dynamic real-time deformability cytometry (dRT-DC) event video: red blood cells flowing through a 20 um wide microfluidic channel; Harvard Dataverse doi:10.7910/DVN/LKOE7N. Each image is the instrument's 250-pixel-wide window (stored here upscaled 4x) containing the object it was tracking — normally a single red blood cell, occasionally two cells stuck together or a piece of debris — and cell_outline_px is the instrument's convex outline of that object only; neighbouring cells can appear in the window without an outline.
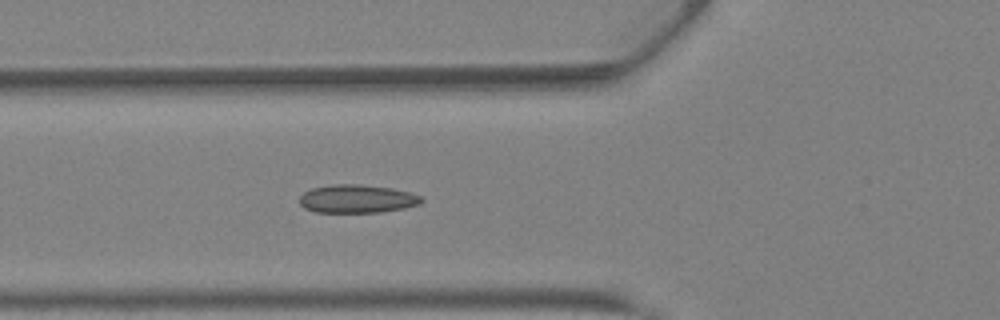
{"species": "Egyptian fruit bat (a non-hibernating species)", "species_latin": "Rousettus aegyptiacus", "temperature_condition": "warm", "stored_images_in_passage": 28, "camera_frame_rate_fps": 3000, "um_per_image_px": 0.085, "animal": {"sex": "female"}, "frame": {"image": 1, "passage_image": 2, "time_ms": 0.333, "image_size_px": [1000, 320], "cell_outline_px": [[424, 200], [420, 204], [404, 208], [380, 212], [316, 212], [304, 208], [300, 204], [300, 196], [304, 192], [312, 188], [332, 184], [360, 184], [392, 188], [408, 192], [420, 196]], "centroid_in_image_um": [30.34, 16.9], "position_along_channel_um": 95.5, "area_um2": 20.06}}
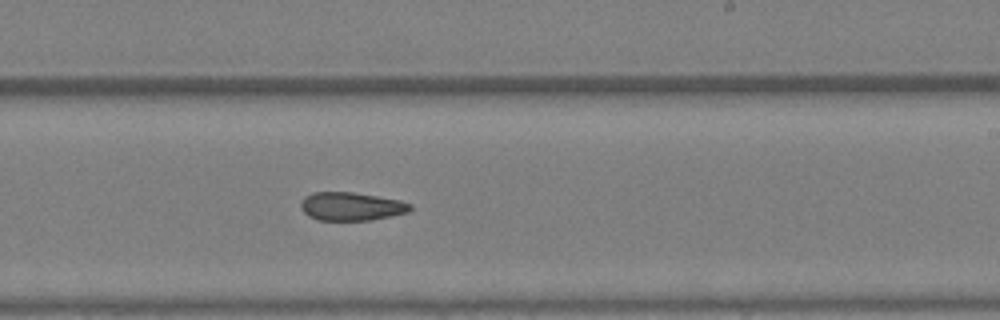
{"frame": {"image": 2, "passage_image": 12, "time_ms": 3.667, "image_size_px": [1000, 320], "cell_outline_px": [[412, 208], [408, 212], [372, 220], [320, 220], [308, 216], [300, 208], [300, 204], [304, 196], [312, 192], [352, 192], [400, 200], [412, 204]], "centroid_in_image_um": [29.84, 17.54], "position_along_channel_um": 259.2, "area_um2": 18.09}}
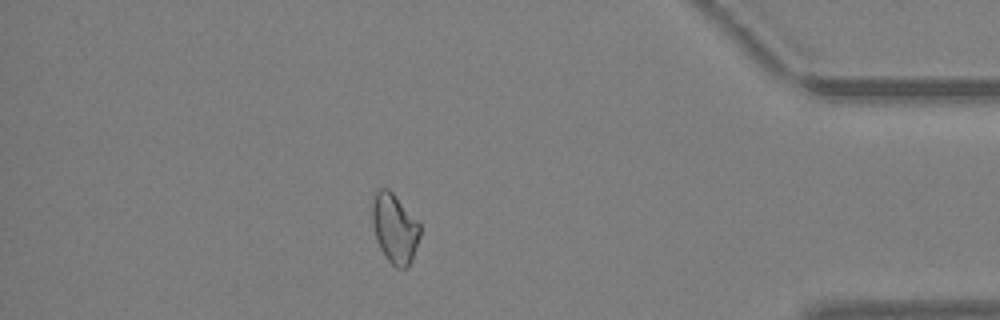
{"frame": {"image": 3, "passage_image": 23, "time_ms": 7.333, "image_size_px": [1000, 320], "cell_outline_px": [[420, 236], [412, 260], [408, 268], [396, 268], [384, 256], [376, 240], [372, 224], [372, 200], [376, 192], [380, 188], [388, 188], [392, 192], [420, 224]], "centroid_in_image_um": [33.54, 19.43], "position_along_channel_um": 401.7, "area_um2": 19.36}}